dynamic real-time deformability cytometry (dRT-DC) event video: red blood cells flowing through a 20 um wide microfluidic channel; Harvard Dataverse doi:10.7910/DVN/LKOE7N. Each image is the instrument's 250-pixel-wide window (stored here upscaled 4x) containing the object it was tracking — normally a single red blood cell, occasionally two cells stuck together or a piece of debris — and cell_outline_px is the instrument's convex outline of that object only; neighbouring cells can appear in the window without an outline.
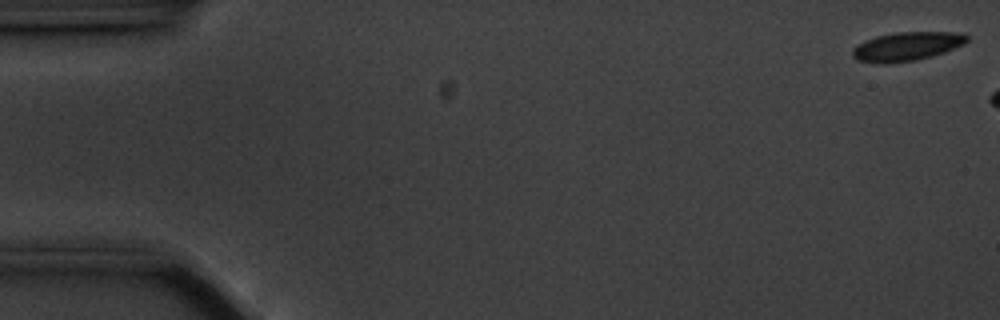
{"species": "common noctule bat (a hibernating species)", "species_latin": "Nyctalus noctula", "temperature_condition": "cold", "stored_images_in_passage": 8, "camera_frame_rate_fps": 3000, "um_per_image_px": 0.085, "animal": {"sex": "male", "body_mass_g": 20.1, "forearm_length_mm": 53.5}, "frame": {"image": 1, "passage_image": 1, "time_ms": 0.0, "image_size_px": [1000, 320], "cell_outline_px": [[968, 40], [964, 44], [944, 52], [932, 56], [916, 60], [884, 64], [876, 64], [856, 60], [852, 56], [852, 48], [856, 44], [864, 40], [876, 36], [896, 32], [964, 32], [968, 36]], "centroid_in_image_um": [77.04, 3.94], "position_along_channel_um": 8.0, "area_um2": 19.54}}